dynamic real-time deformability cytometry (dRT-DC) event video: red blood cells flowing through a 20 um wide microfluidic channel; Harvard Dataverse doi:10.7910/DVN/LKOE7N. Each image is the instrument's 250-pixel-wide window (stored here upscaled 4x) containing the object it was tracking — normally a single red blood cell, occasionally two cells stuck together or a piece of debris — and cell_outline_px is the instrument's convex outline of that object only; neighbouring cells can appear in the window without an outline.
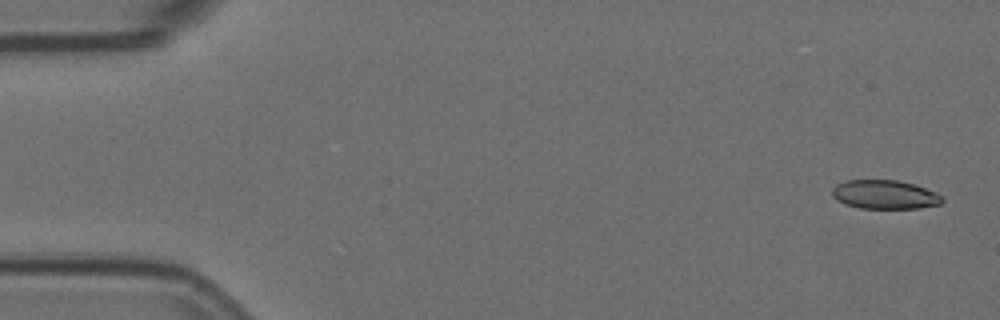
{"species": "Egyptian fruit bat (a non-hibernating species)", "species_latin": "Rousettus aegyptiacus", "temperature_condition": "room temperature", "stored_images_in_passage": 56, "camera_frame_rate_fps": 3000, "um_per_image_px": 0.085, "animal": {"sex": "female"}, "frame": {"image": 1, "passage_image": 2, "time_ms": 0.333, "image_size_px": [1000, 320], "cell_outline_px": [[944, 200], [940, 204], [920, 208], [860, 208], [844, 204], [836, 200], [832, 196], [832, 188], [836, 184], [844, 180], [896, 180], [912, 184], [924, 188], [940, 196]], "centroid_in_image_um": [75.13, 16.54], "position_along_channel_um": 9.9, "area_um2": 18.38}}
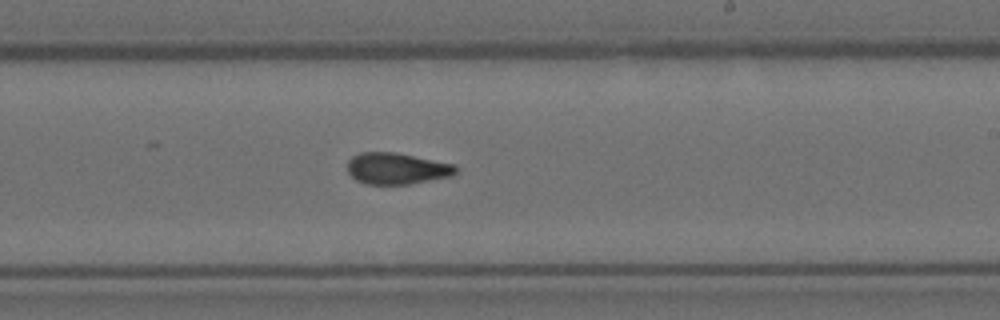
{"frame": {"image": 2, "passage_image": 33, "time_ms": 10.667, "image_size_px": [1000, 320], "cell_outline_px": [[460, 168], [452, 176], [408, 184], [368, 184], [356, 180], [348, 172], [348, 160], [352, 156], [360, 152], [396, 152], [456, 164]], "centroid_in_image_um": [33.76, 14.31], "position_along_channel_um": 255.2, "area_um2": 20.0}}
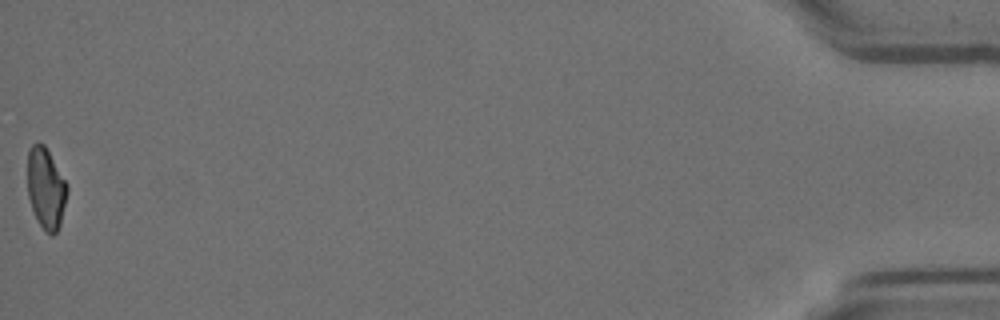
{"frame": {"image": 3, "passage_image": 56, "time_ms": 18.333, "image_size_px": [1000, 320], "cell_outline_px": [[68, 192], [60, 224], [56, 232], [52, 236], [44, 232], [32, 208], [28, 196], [28, 148], [36, 140], [44, 144], [68, 184]], "centroid_in_image_um": [3.91, 15.98], "position_along_channel_um": 431.3, "area_um2": 18.84}, "authors_computed_cell_mechanics": {"area_um2": 19.9988, "velocity_mm_per_s": 3.617, "shape_relaxation_time_tau1_ms": null, "shape_relaxation_time_tau2_ms": 2.7815, "deformation_change_tau1": null, "deformation_change_tau2": 0.0924}}